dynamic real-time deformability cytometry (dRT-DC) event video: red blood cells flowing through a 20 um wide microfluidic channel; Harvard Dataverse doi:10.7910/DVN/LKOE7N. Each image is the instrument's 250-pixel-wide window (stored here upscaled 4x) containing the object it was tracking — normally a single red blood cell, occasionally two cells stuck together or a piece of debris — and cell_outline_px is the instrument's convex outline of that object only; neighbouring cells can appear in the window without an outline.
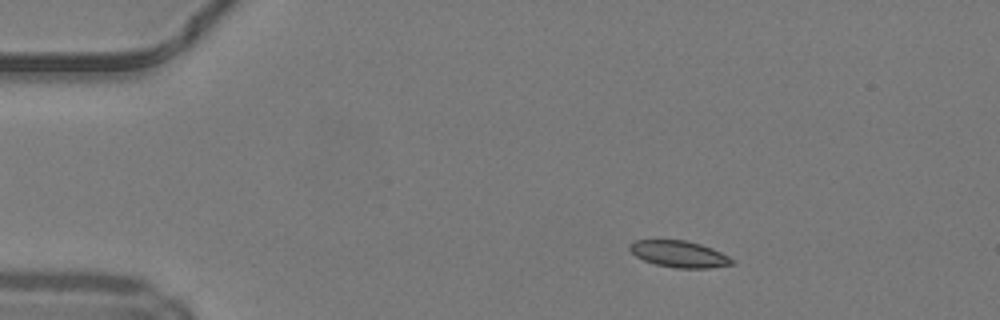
{"species": "common noctule bat (a hibernating species)", "species_latin": "Nyctalus noctula", "temperature_condition": "warm", "stored_images_in_passage": 49, "camera_frame_rate_fps": 3000, "um_per_image_px": 0.085, "animal": {"sex": "male", "body_mass_g": 19.2, "forearm_length_mm": 51.8}, "frame": {"image": 1, "passage_image": 8, "time_ms": 2.333, "image_size_px": [1000, 320], "cell_outline_px": [[736, 260], [732, 264], [708, 268], [676, 268], [656, 264], [644, 260], [636, 256], [628, 248], [628, 244], [632, 240], [684, 240], [700, 244], [712, 248]], "centroid_in_image_um": [57.71, 21.59], "position_along_channel_um": 27.3, "area_um2": 15.78}}
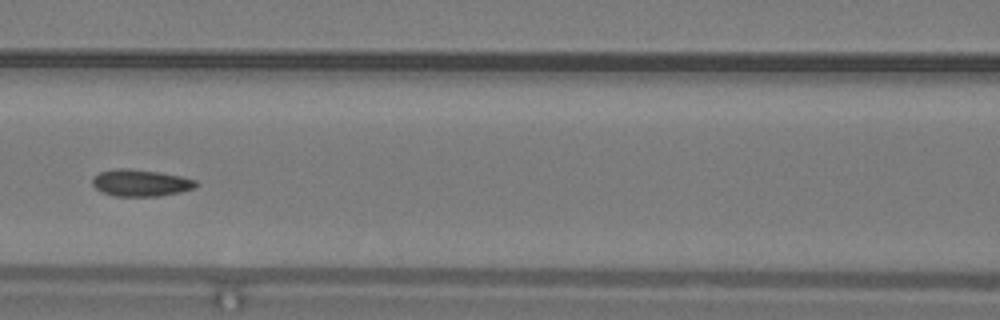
{"frame": {"image": 2, "passage_image": 22, "time_ms": 7.0, "image_size_px": [1000, 320], "cell_outline_px": [[200, 184], [196, 188], [180, 192], [160, 196], [112, 196], [100, 192], [92, 184], [92, 176], [100, 172], [116, 168], [128, 168], [160, 172], [180, 176], [196, 180]], "centroid_in_image_um": [11.95, 15.55], "position_along_channel_um": 154.6, "area_um2": 16.47}}
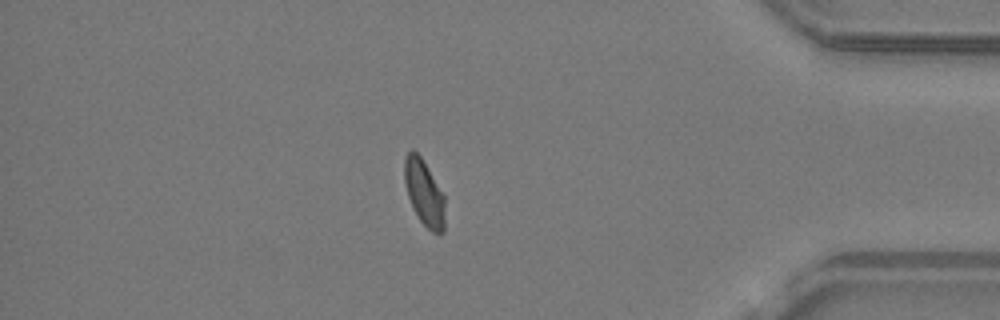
{"frame": {"image": 3, "passage_image": 42, "time_ms": 13.667, "image_size_px": [1000, 320], "cell_outline_px": [[444, 232], [432, 232], [420, 220], [412, 208], [408, 196], [404, 180], [404, 156], [412, 148], [420, 156], [444, 196]], "centroid_in_image_um": [36.02, 16.38], "position_along_channel_um": 399.2, "area_um2": 15.26}, "authors_computed_cell_mechanics": {"area_um2": 15.895, "velocity_mm_per_s": 4.2097, "shape_relaxation_time_tau1_ms": null, "shape_relaxation_time_tau2_ms": 1.2062, "deformation_change_tau1": null, "deformation_change_tau2": 0.0483}}